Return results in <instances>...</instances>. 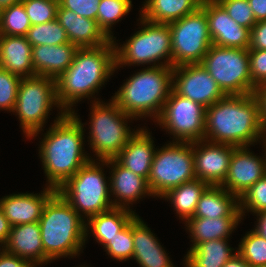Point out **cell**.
I'll return each mask as SVG.
<instances>
[{
    "mask_svg": "<svg viewBox=\"0 0 266 267\" xmlns=\"http://www.w3.org/2000/svg\"><path fill=\"white\" fill-rule=\"evenodd\" d=\"M57 117L39 147L46 186L56 190L91 159L83 152L84 124L77 113L59 112Z\"/></svg>",
    "mask_w": 266,
    "mask_h": 267,
    "instance_id": "cell-1",
    "label": "cell"
},
{
    "mask_svg": "<svg viewBox=\"0 0 266 267\" xmlns=\"http://www.w3.org/2000/svg\"><path fill=\"white\" fill-rule=\"evenodd\" d=\"M261 138L264 143L266 135L253 94L226 95L206 108L205 140L250 147Z\"/></svg>",
    "mask_w": 266,
    "mask_h": 267,
    "instance_id": "cell-2",
    "label": "cell"
},
{
    "mask_svg": "<svg viewBox=\"0 0 266 267\" xmlns=\"http://www.w3.org/2000/svg\"><path fill=\"white\" fill-rule=\"evenodd\" d=\"M114 40L98 47L78 48L72 64L56 79L61 112L72 113L76 102L98 92L115 72Z\"/></svg>",
    "mask_w": 266,
    "mask_h": 267,
    "instance_id": "cell-3",
    "label": "cell"
},
{
    "mask_svg": "<svg viewBox=\"0 0 266 267\" xmlns=\"http://www.w3.org/2000/svg\"><path fill=\"white\" fill-rule=\"evenodd\" d=\"M85 219L56 192L45 204L39 226L44 263L80 254L85 245Z\"/></svg>",
    "mask_w": 266,
    "mask_h": 267,
    "instance_id": "cell-4",
    "label": "cell"
},
{
    "mask_svg": "<svg viewBox=\"0 0 266 267\" xmlns=\"http://www.w3.org/2000/svg\"><path fill=\"white\" fill-rule=\"evenodd\" d=\"M173 86V67L149 66L135 73L112 100L127 115L159 118Z\"/></svg>",
    "mask_w": 266,
    "mask_h": 267,
    "instance_id": "cell-5",
    "label": "cell"
},
{
    "mask_svg": "<svg viewBox=\"0 0 266 267\" xmlns=\"http://www.w3.org/2000/svg\"><path fill=\"white\" fill-rule=\"evenodd\" d=\"M94 161L90 159L57 190L83 219L114 207L109 181L105 179L101 164Z\"/></svg>",
    "mask_w": 266,
    "mask_h": 267,
    "instance_id": "cell-6",
    "label": "cell"
},
{
    "mask_svg": "<svg viewBox=\"0 0 266 267\" xmlns=\"http://www.w3.org/2000/svg\"><path fill=\"white\" fill-rule=\"evenodd\" d=\"M142 29L134 33L122 46H115L116 68L122 65L148 64L172 67V41L169 24L153 23L140 18ZM164 59V63L160 60ZM166 59V60H165ZM158 62V64H156ZM154 63V64H153Z\"/></svg>",
    "mask_w": 266,
    "mask_h": 267,
    "instance_id": "cell-7",
    "label": "cell"
},
{
    "mask_svg": "<svg viewBox=\"0 0 266 267\" xmlns=\"http://www.w3.org/2000/svg\"><path fill=\"white\" fill-rule=\"evenodd\" d=\"M91 108L90 147L98 161L114 159L137 132L127 127V119L134 117L125 114L113 100L106 104L95 99Z\"/></svg>",
    "mask_w": 266,
    "mask_h": 267,
    "instance_id": "cell-8",
    "label": "cell"
},
{
    "mask_svg": "<svg viewBox=\"0 0 266 267\" xmlns=\"http://www.w3.org/2000/svg\"><path fill=\"white\" fill-rule=\"evenodd\" d=\"M54 105L61 109L56 98L55 79L41 75L21 79L13 112L18 115L26 137H36L43 130Z\"/></svg>",
    "mask_w": 266,
    "mask_h": 267,
    "instance_id": "cell-9",
    "label": "cell"
},
{
    "mask_svg": "<svg viewBox=\"0 0 266 267\" xmlns=\"http://www.w3.org/2000/svg\"><path fill=\"white\" fill-rule=\"evenodd\" d=\"M194 179L193 143L173 140L156 149L148 178L154 197L161 198L169 190Z\"/></svg>",
    "mask_w": 266,
    "mask_h": 267,
    "instance_id": "cell-10",
    "label": "cell"
},
{
    "mask_svg": "<svg viewBox=\"0 0 266 267\" xmlns=\"http://www.w3.org/2000/svg\"><path fill=\"white\" fill-rule=\"evenodd\" d=\"M200 64L226 95L252 94L249 49L212 44Z\"/></svg>",
    "mask_w": 266,
    "mask_h": 267,
    "instance_id": "cell-11",
    "label": "cell"
},
{
    "mask_svg": "<svg viewBox=\"0 0 266 267\" xmlns=\"http://www.w3.org/2000/svg\"><path fill=\"white\" fill-rule=\"evenodd\" d=\"M168 24L171 29L172 67L200 64L212 45L204 9L199 7Z\"/></svg>",
    "mask_w": 266,
    "mask_h": 267,
    "instance_id": "cell-12",
    "label": "cell"
},
{
    "mask_svg": "<svg viewBox=\"0 0 266 267\" xmlns=\"http://www.w3.org/2000/svg\"><path fill=\"white\" fill-rule=\"evenodd\" d=\"M205 117L204 106L172 89L156 121L174 136L176 142L193 143L205 139Z\"/></svg>",
    "mask_w": 266,
    "mask_h": 267,
    "instance_id": "cell-13",
    "label": "cell"
},
{
    "mask_svg": "<svg viewBox=\"0 0 266 267\" xmlns=\"http://www.w3.org/2000/svg\"><path fill=\"white\" fill-rule=\"evenodd\" d=\"M172 89L205 108L224 98L226 94L201 64L173 67Z\"/></svg>",
    "mask_w": 266,
    "mask_h": 267,
    "instance_id": "cell-14",
    "label": "cell"
},
{
    "mask_svg": "<svg viewBox=\"0 0 266 267\" xmlns=\"http://www.w3.org/2000/svg\"><path fill=\"white\" fill-rule=\"evenodd\" d=\"M235 147L234 145L215 143L205 139L193 142L196 179L204 181L210 186H220L228 173Z\"/></svg>",
    "mask_w": 266,
    "mask_h": 267,
    "instance_id": "cell-15",
    "label": "cell"
},
{
    "mask_svg": "<svg viewBox=\"0 0 266 267\" xmlns=\"http://www.w3.org/2000/svg\"><path fill=\"white\" fill-rule=\"evenodd\" d=\"M263 145L264 150H266V141ZM248 147H235L232 152L228 173L220 185L238 198L266 175V154L265 157L263 156L265 159L257 157L248 150Z\"/></svg>",
    "mask_w": 266,
    "mask_h": 267,
    "instance_id": "cell-16",
    "label": "cell"
},
{
    "mask_svg": "<svg viewBox=\"0 0 266 267\" xmlns=\"http://www.w3.org/2000/svg\"><path fill=\"white\" fill-rule=\"evenodd\" d=\"M212 44L249 49L250 30L237 24L216 0H202Z\"/></svg>",
    "mask_w": 266,
    "mask_h": 267,
    "instance_id": "cell-17",
    "label": "cell"
},
{
    "mask_svg": "<svg viewBox=\"0 0 266 267\" xmlns=\"http://www.w3.org/2000/svg\"><path fill=\"white\" fill-rule=\"evenodd\" d=\"M100 162H102V166L106 165L112 168L109 185L110 195L116 197L115 201L112 200L114 207L129 209V204L145 197L146 194L153 196L146 178L126 169L115 159L100 160Z\"/></svg>",
    "mask_w": 266,
    "mask_h": 267,
    "instance_id": "cell-18",
    "label": "cell"
},
{
    "mask_svg": "<svg viewBox=\"0 0 266 267\" xmlns=\"http://www.w3.org/2000/svg\"><path fill=\"white\" fill-rule=\"evenodd\" d=\"M56 192V189L47 186L41 194H10L0 200V206L11 227L39 222L45 204Z\"/></svg>",
    "mask_w": 266,
    "mask_h": 267,
    "instance_id": "cell-19",
    "label": "cell"
},
{
    "mask_svg": "<svg viewBox=\"0 0 266 267\" xmlns=\"http://www.w3.org/2000/svg\"><path fill=\"white\" fill-rule=\"evenodd\" d=\"M56 19L65 29L69 42L78 48L98 47L111 40L98 27L96 20L81 17L60 5Z\"/></svg>",
    "mask_w": 266,
    "mask_h": 267,
    "instance_id": "cell-20",
    "label": "cell"
},
{
    "mask_svg": "<svg viewBox=\"0 0 266 267\" xmlns=\"http://www.w3.org/2000/svg\"><path fill=\"white\" fill-rule=\"evenodd\" d=\"M78 47L72 43L32 46L35 75L57 79L72 64Z\"/></svg>",
    "mask_w": 266,
    "mask_h": 267,
    "instance_id": "cell-21",
    "label": "cell"
},
{
    "mask_svg": "<svg viewBox=\"0 0 266 267\" xmlns=\"http://www.w3.org/2000/svg\"><path fill=\"white\" fill-rule=\"evenodd\" d=\"M147 129H137L127 145L114 158L120 165L148 180L155 147Z\"/></svg>",
    "mask_w": 266,
    "mask_h": 267,
    "instance_id": "cell-22",
    "label": "cell"
},
{
    "mask_svg": "<svg viewBox=\"0 0 266 267\" xmlns=\"http://www.w3.org/2000/svg\"><path fill=\"white\" fill-rule=\"evenodd\" d=\"M132 237L133 258L140 267H174L158 239L138 215L132 219Z\"/></svg>",
    "mask_w": 266,
    "mask_h": 267,
    "instance_id": "cell-23",
    "label": "cell"
},
{
    "mask_svg": "<svg viewBox=\"0 0 266 267\" xmlns=\"http://www.w3.org/2000/svg\"><path fill=\"white\" fill-rule=\"evenodd\" d=\"M32 46L26 36H0V67L20 78L35 75Z\"/></svg>",
    "mask_w": 266,
    "mask_h": 267,
    "instance_id": "cell-24",
    "label": "cell"
},
{
    "mask_svg": "<svg viewBox=\"0 0 266 267\" xmlns=\"http://www.w3.org/2000/svg\"><path fill=\"white\" fill-rule=\"evenodd\" d=\"M2 248L22 259L38 265L44 264V251L38 222L11 227L7 243Z\"/></svg>",
    "mask_w": 266,
    "mask_h": 267,
    "instance_id": "cell-25",
    "label": "cell"
},
{
    "mask_svg": "<svg viewBox=\"0 0 266 267\" xmlns=\"http://www.w3.org/2000/svg\"><path fill=\"white\" fill-rule=\"evenodd\" d=\"M193 218H242L239 198L221 186H209L201 195Z\"/></svg>",
    "mask_w": 266,
    "mask_h": 267,
    "instance_id": "cell-26",
    "label": "cell"
},
{
    "mask_svg": "<svg viewBox=\"0 0 266 267\" xmlns=\"http://www.w3.org/2000/svg\"><path fill=\"white\" fill-rule=\"evenodd\" d=\"M136 215L131 209L113 207L105 212L91 216L86 220L88 223H85V238L88 237V228L90 227L89 229H91L97 242L105 246Z\"/></svg>",
    "mask_w": 266,
    "mask_h": 267,
    "instance_id": "cell-27",
    "label": "cell"
},
{
    "mask_svg": "<svg viewBox=\"0 0 266 267\" xmlns=\"http://www.w3.org/2000/svg\"><path fill=\"white\" fill-rule=\"evenodd\" d=\"M201 3L202 0H146L140 17L153 23L168 24L193 13Z\"/></svg>",
    "mask_w": 266,
    "mask_h": 267,
    "instance_id": "cell-28",
    "label": "cell"
},
{
    "mask_svg": "<svg viewBox=\"0 0 266 267\" xmlns=\"http://www.w3.org/2000/svg\"><path fill=\"white\" fill-rule=\"evenodd\" d=\"M228 239H214L190 248L184 259L185 267H223L237 252L232 253Z\"/></svg>",
    "mask_w": 266,
    "mask_h": 267,
    "instance_id": "cell-29",
    "label": "cell"
},
{
    "mask_svg": "<svg viewBox=\"0 0 266 267\" xmlns=\"http://www.w3.org/2000/svg\"><path fill=\"white\" fill-rule=\"evenodd\" d=\"M242 218H189L185 223L190 232L192 247L214 239H227Z\"/></svg>",
    "mask_w": 266,
    "mask_h": 267,
    "instance_id": "cell-30",
    "label": "cell"
},
{
    "mask_svg": "<svg viewBox=\"0 0 266 267\" xmlns=\"http://www.w3.org/2000/svg\"><path fill=\"white\" fill-rule=\"evenodd\" d=\"M209 186L204 181L194 179L169 190L161 198L169 199L177 215L186 222L194 216L197 203Z\"/></svg>",
    "mask_w": 266,
    "mask_h": 267,
    "instance_id": "cell-31",
    "label": "cell"
},
{
    "mask_svg": "<svg viewBox=\"0 0 266 267\" xmlns=\"http://www.w3.org/2000/svg\"><path fill=\"white\" fill-rule=\"evenodd\" d=\"M97 25L111 40H115L110 30L116 22L128 14L132 7L131 0H101L98 5Z\"/></svg>",
    "mask_w": 266,
    "mask_h": 267,
    "instance_id": "cell-32",
    "label": "cell"
},
{
    "mask_svg": "<svg viewBox=\"0 0 266 267\" xmlns=\"http://www.w3.org/2000/svg\"><path fill=\"white\" fill-rule=\"evenodd\" d=\"M31 27L22 2L1 9L0 36H26Z\"/></svg>",
    "mask_w": 266,
    "mask_h": 267,
    "instance_id": "cell-33",
    "label": "cell"
},
{
    "mask_svg": "<svg viewBox=\"0 0 266 267\" xmlns=\"http://www.w3.org/2000/svg\"><path fill=\"white\" fill-rule=\"evenodd\" d=\"M26 38L31 46L70 43L65 29L59 24L57 19L43 24L31 25Z\"/></svg>",
    "mask_w": 266,
    "mask_h": 267,
    "instance_id": "cell-34",
    "label": "cell"
},
{
    "mask_svg": "<svg viewBox=\"0 0 266 267\" xmlns=\"http://www.w3.org/2000/svg\"><path fill=\"white\" fill-rule=\"evenodd\" d=\"M237 253L250 267H266V239L250 230L241 240Z\"/></svg>",
    "mask_w": 266,
    "mask_h": 267,
    "instance_id": "cell-35",
    "label": "cell"
},
{
    "mask_svg": "<svg viewBox=\"0 0 266 267\" xmlns=\"http://www.w3.org/2000/svg\"><path fill=\"white\" fill-rule=\"evenodd\" d=\"M104 248L107 254L116 260L126 261L133 259L132 220Z\"/></svg>",
    "mask_w": 266,
    "mask_h": 267,
    "instance_id": "cell-36",
    "label": "cell"
},
{
    "mask_svg": "<svg viewBox=\"0 0 266 267\" xmlns=\"http://www.w3.org/2000/svg\"><path fill=\"white\" fill-rule=\"evenodd\" d=\"M31 25L43 24L56 19L58 0H21Z\"/></svg>",
    "mask_w": 266,
    "mask_h": 267,
    "instance_id": "cell-37",
    "label": "cell"
},
{
    "mask_svg": "<svg viewBox=\"0 0 266 267\" xmlns=\"http://www.w3.org/2000/svg\"><path fill=\"white\" fill-rule=\"evenodd\" d=\"M239 209L242 217L245 210L254 214L266 210V175L239 197Z\"/></svg>",
    "mask_w": 266,
    "mask_h": 267,
    "instance_id": "cell-38",
    "label": "cell"
},
{
    "mask_svg": "<svg viewBox=\"0 0 266 267\" xmlns=\"http://www.w3.org/2000/svg\"><path fill=\"white\" fill-rule=\"evenodd\" d=\"M22 78L0 67V110H14Z\"/></svg>",
    "mask_w": 266,
    "mask_h": 267,
    "instance_id": "cell-39",
    "label": "cell"
},
{
    "mask_svg": "<svg viewBox=\"0 0 266 267\" xmlns=\"http://www.w3.org/2000/svg\"><path fill=\"white\" fill-rule=\"evenodd\" d=\"M237 24L249 30L257 23L248 0H216Z\"/></svg>",
    "mask_w": 266,
    "mask_h": 267,
    "instance_id": "cell-40",
    "label": "cell"
},
{
    "mask_svg": "<svg viewBox=\"0 0 266 267\" xmlns=\"http://www.w3.org/2000/svg\"><path fill=\"white\" fill-rule=\"evenodd\" d=\"M252 94L257 85L266 83V50L249 49Z\"/></svg>",
    "mask_w": 266,
    "mask_h": 267,
    "instance_id": "cell-41",
    "label": "cell"
},
{
    "mask_svg": "<svg viewBox=\"0 0 266 267\" xmlns=\"http://www.w3.org/2000/svg\"><path fill=\"white\" fill-rule=\"evenodd\" d=\"M101 0H58L62 8L69 9L81 17L97 19Z\"/></svg>",
    "mask_w": 266,
    "mask_h": 267,
    "instance_id": "cell-42",
    "label": "cell"
},
{
    "mask_svg": "<svg viewBox=\"0 0 266 267\" xmlns=\"http://www.w3.org/2000/svg\"><path fill=\"white\" fill-rule=\"evenodd\" d=\"M249 49L266 50V20L258 21L250 30Z\"/></svg>",
    "mask_w": 266,
    "mask_h": 267,
    "instance_id": "cell-43",
    "label": "cell"
},
{
    "mask_svg": "<svg viewBox=\"0 0 266 267\" xmlns=\"http://www.w3.org/2000/svg\"><path fill=\"white\" fill-rule=\"evenodd\" d=\"M36 265L38 264L11 254L4 248L0 249V267H37Z\"/></svg>",
    "mask_w": 266,
    "mask_h": 267,
    "instance_id": "cell-44",
    "label": "cell"
},
{
    "mask_svg": "<svg viewBox=\"0 0 266 267\" xmlns=\"http://www.w3.org/2000/svg\"><path fill=\"white\" fill-rule=\"evenodd\" d=\"M253 95L258 103L262 127L266 135V83L257 85L254 88Z\"/></svg>",
    "mask_w": 266,
    "mask_h": 267,
    "instance_id": "cell-45",
    "label": "cell"
},
{
    "mask_svg": "<svg viewBox=\"0 0 266 267\" xmlns=\"http://www.w3.org/2000/svg\"><path fill=\"white\" fill-rule=\"evenodd\" d=\"M256 22L266 20V0H248Z\"/></svg>",
    "mask_w": 266,
    "mask_h": 267,
    "instance_id": "cell-46",
    "label": "cell"
},
{
    "mask_svg": "<svg viewBox=\"0 0 266 267\" xmlns=\"http://www.w3.org/2000/svg\"><path fill=\"white\" fill-rule=\"evenodd\" d=\"M10 231H11V225L8 219L3 214L1 206H0V246L2 245L5 246V244L7 243Z\"/></svg>",
    "mask_w": 266,
    "mask_h": 267,
    "instance_id": "cell-47",
    "label": "cell"
},
{
    "mask_svg": "<svg viewBox=\"0 0 266 267\" xmlns=\"http://www.w3.org/2000/svg\"><path fill=\"white\" fill-rule=\"evenodd\" d=\"M258 219L256 228L253 229L258 235L266 239V210L256 213Z\"/></svg>",
    "mask_w": 266,
    "mask_h": 267,
    "instance_id": "cell-48",
    "label": "cell"
},
{
    "mask_svg": "<svg viewBox=\"0 0 266 267\" xmlns=\"http://www.w3.org/2000/svg\"><path fill=\"white\" fill-rule=\"evenodd\" d=\"M223 267H250V265L239 254H236Z\"/></svg>",
    "mask_w": 266,
    "mask_h": 267,
    "instance_id": "cell-49",
    "label": "cell"
},
{
    "mask_svg": "<svg viewBox=\"0 0 266 267\" xmlns=\"http://www.w3.org/2000/svg\"><path fill=\"white\" fill-rule=\"evenodd\" d=\"M21 2V0H0V9L14 5Z\"/></svg>",
    "mask_w": 266,
    "mask_h": 267,
    "instance_id": "cell-50",
    "label": "cell"
}]
</instances>
